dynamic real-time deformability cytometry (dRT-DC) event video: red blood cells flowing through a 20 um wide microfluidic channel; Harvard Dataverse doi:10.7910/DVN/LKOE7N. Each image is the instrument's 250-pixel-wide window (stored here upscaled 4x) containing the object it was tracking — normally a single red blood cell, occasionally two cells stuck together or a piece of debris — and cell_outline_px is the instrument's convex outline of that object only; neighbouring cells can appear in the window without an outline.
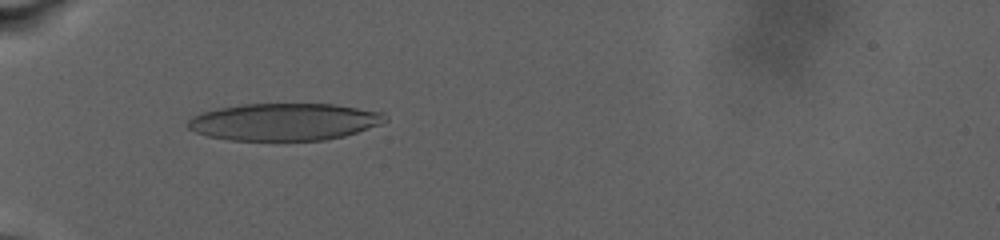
{"species": "human", "species_latin": "Homo sapiens", "temperature_condition": "warm", "stored_images_in_passage": 73, "camera_frame_rate_fps": 3000, "um_per_image_px": 0.085, "donor": {"sex": "male"}, "frame": {"image": 1, "passage_image": 51, "time_ms": 9.667, "image_size_px": [1000, 240], "cell_outline_px": [[388, 120], [380, 124], [344, 136], [324, 140], [228, 140], [208, 136], [196, 132], [188, 128], [184, 124], [192, 116], [200, 112], [240, 104], [332, 104], [384, 112], [388, 116]], "centroid_in_image_um": [24.14, 10.35], "position_along_channel_um": 60.9, "area_um2": 42.89}}
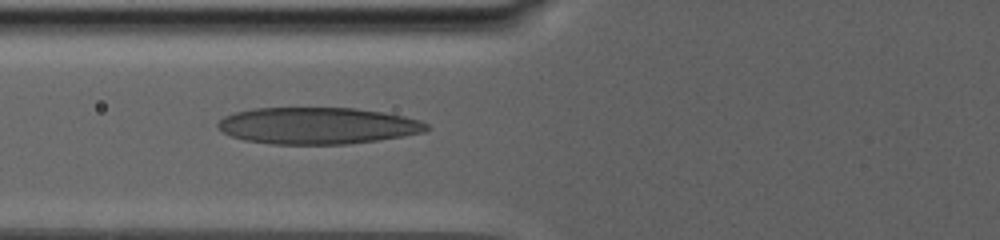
{"frame": {"image": 2, "passage_image": 59, "time_ms": 11.667, "image_size_px": [1000, 240], "cell_outline_px": [[428, 128], [424, 132], [376, 140], [348, 144], [272, 144], [244, 140], [232, 136], [216, 128], [216, 124], [224, 116], [232, 112], [252, 108], [356, 108], [384, 112], [404, 116], [420, 120], [428, 124]], "centroid_in_image_um": [26.95, 10.68], "position_along_channel_um": 98.9, "area_um2": 44.68}}
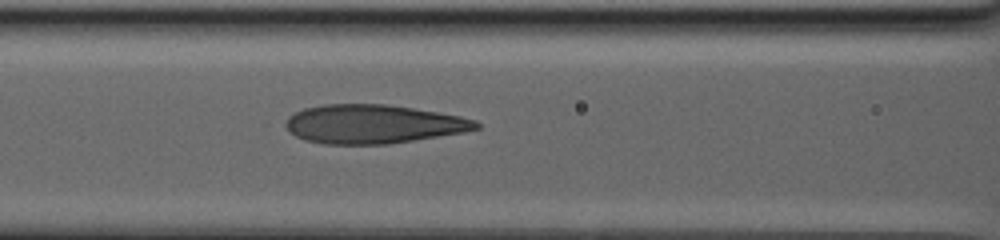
{"frame": {"image": 3, "passage_image": 64, "time_ms": 13.0, "image_size_px": [1000, 240], "cell_outline_px": [[480, 128], [464, 132], [388, 144], [324, 144], [304, 140], [296, 136], [284, 124], [288, 116], [304, 108], [320, 104], [388, 104], [460, 116], [476, 120], [480, 124]], "centroid_in_image_um": [31.7, 10.54], "position_along_channel_um": 134.9, "area_um2": 43.0}}